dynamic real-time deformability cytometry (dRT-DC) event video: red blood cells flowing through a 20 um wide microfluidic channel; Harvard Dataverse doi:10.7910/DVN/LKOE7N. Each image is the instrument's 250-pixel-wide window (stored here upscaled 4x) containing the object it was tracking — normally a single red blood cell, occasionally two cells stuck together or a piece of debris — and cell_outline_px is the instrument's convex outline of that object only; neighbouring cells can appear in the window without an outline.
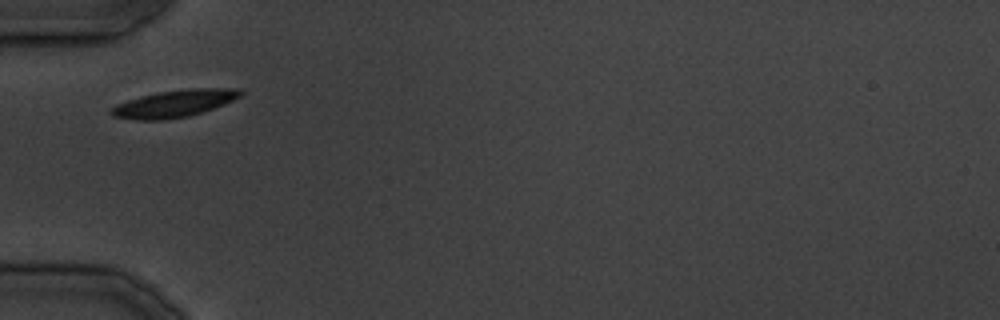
{"species": "common noctule bat (a hibernating species)", "species_latin": "Nyctalus noctula", "temperature_condition": "cold", "stored_images_in_passage": 21, "camera_frame_rate_fps": 3000, "um_per_image_px": 0.085, "animal": {"sex": "male", "body_mass_g": 19.5, "forearm_length_mm": 54.6}, "frame": {"image": 1, "passage_image": 1, "time_ms": 0.0, "image_size_px": [1000, 320], "cell_outline_px": [[244, 92], [240, 96], [224, 104], [188, 116], [164, 120], [140, 120], [112, 116], [112, 108], [128, 100], [160, 92], [188, 88], [240, 88]], "centroid_in_image_um": [14.88, 8.79], "position_along_channel_um": 70.1, "area_um2": 19.94}}
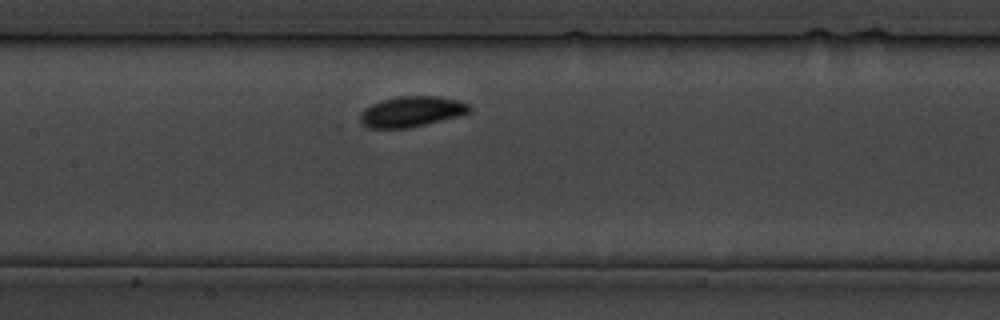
{"frame": {"image": 2, "passage_image": 7, "time_ms": 7.0, "image_size_px": [1000, 320], "cell_outline_px": [[472, 108], [468, 112], [460, 116], [408, 128], [368, 128], [360, 124], [360, 112], [364, 108], [372, 104], [384, 100], [400, 96], [436, 96], [460, 100], [468, 104]], "centroid_in_image_um": [34.97, 9.49], "position_along_channel_um": 172.4, "area_um2": 19.48}}
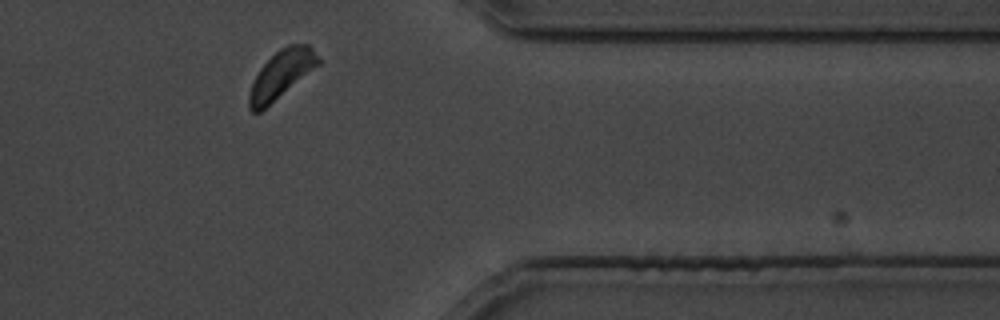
{"frame": {"image": 3, "passage_image": 19, "time_ms": 22.333, "image_size_px": [1000, 320], "cell_outline_px": [[320, 64], [260, 112], [252, 112], [248, 108], [248, 96], [252, 84], [260, 68], [280, 48], [288, 44], [308, 44], [312, 48], [320, 60]], "centroid_in_image_um": [23.9, 6.33], "position_along_channel_um": 387.5, "area_um2": 18.96}}